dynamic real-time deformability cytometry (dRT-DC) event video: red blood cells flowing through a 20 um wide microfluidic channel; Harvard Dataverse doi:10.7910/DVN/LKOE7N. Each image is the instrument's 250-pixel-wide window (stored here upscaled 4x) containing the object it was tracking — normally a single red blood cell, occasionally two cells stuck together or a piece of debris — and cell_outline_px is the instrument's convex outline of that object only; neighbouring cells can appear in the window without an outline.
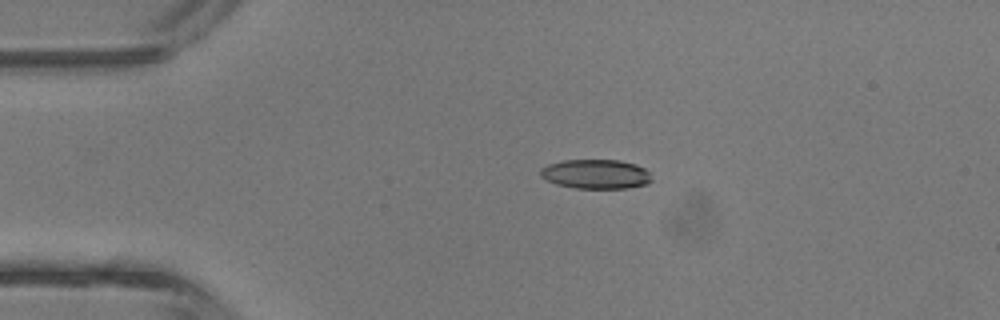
{"species": "common noctule bat (a hibernating species)", "species_latin": "Nyctalus noctula", "temperature_condition": "room temperature", "stored_images_in_passage": 3, "camera_frame_rate_fps": 3000, "um_per_image_px": 0.085, "animal": {"sex": "male", "body_mass_g": 13.3}, "frame": {"image": 1, "passage_image": 2, "time_ms": 1.0, "image_size_px": [1000, 320], "cell_outline_px": [[652, 180], [648, 184], [628, 188], [576, 188], [556, 184], [540, 176], [540, 168], [548, 164], [564, 160], [620, 160], [636, 164], [644, 168], [648, 172]], "centroid_in_image_um": [50.65, 14.79], "position_along_channel_um": 34.3, "area_um2": 19.07}}